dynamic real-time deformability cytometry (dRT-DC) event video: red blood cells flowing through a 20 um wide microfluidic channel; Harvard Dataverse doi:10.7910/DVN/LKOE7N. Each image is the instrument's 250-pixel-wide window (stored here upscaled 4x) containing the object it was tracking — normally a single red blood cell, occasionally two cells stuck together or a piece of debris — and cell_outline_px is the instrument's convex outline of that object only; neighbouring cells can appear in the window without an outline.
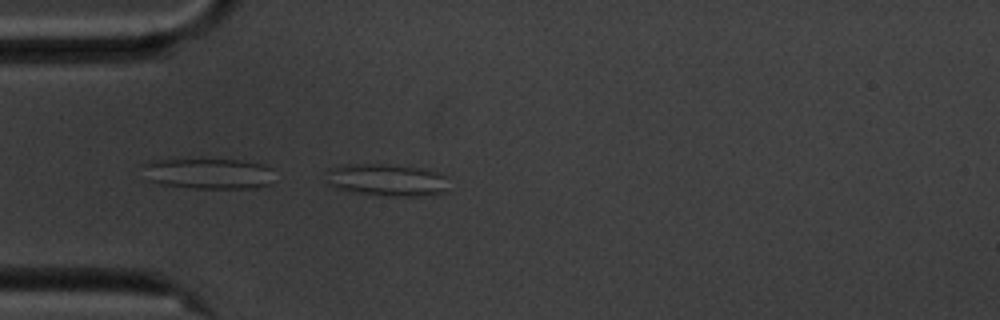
{"species": "common noctule bat (a hibernating species)", "species_latin": "Nyctalus noctula", "temperature_condition": "cold", "stored_images_in_passage": 3, "camera_frame_rate_fps": 3000, "um_per_image_px": 0.085, "animal": {"sex": "male", "body_mass_g": 20.1, "forearm_length_mm": 53.5}, "frame": {"image": 1, "passage_image": 3, "time_ms": 0.667, "image_size_px": [1000, 320], "cell_outline_px": [[444, 192], [416, 196], [396, 196], [356, 192], [336, 188], [328, 184], [324, 172], [328, 168], [344, 164], [384, 164], [424, 168], [436, 172], [444, 176]], "centroid_in_image_um": [32.76, 15.27], "position_along_channel_um": 52.2, "area_um2": 22.72}}